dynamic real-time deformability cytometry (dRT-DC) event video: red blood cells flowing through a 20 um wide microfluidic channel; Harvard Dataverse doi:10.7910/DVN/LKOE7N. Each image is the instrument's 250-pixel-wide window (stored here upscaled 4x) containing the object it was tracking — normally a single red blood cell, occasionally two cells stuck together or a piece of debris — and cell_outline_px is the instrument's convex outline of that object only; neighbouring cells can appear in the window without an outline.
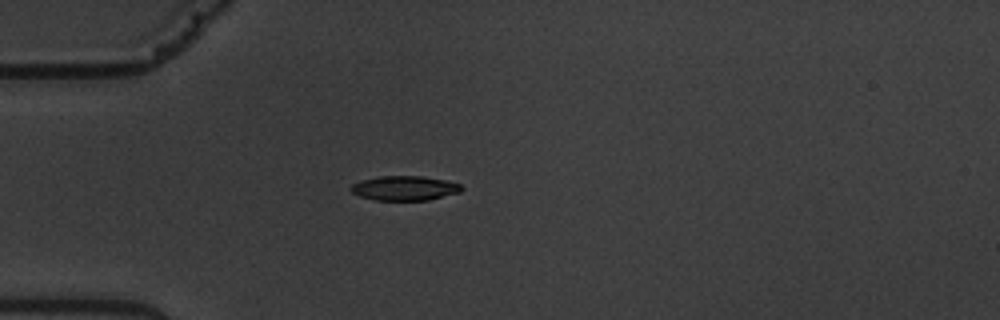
{"species": "common noctule bat (a hibernating species)", "species_latin": "Nyctalus noctula", "temperature_condition": "warm", "stored_images_in_passage": 6, "camera_frame_rate_fps": 3000, "um_per_image_px": 0.085, "animal": {"sex": "male", "body_mass_g": 19.5, "forearm_length_mm": 54.6}, "frame": {"image": 1, "passage_image": 3, "time_ms": 3.333, "image_size_px": [1000, 320], "cell_outline_px": [[464, 188], [460, 192], [428, 200], [376, 200], [360, 196], [352, 192], [348, 188], [352, 184], [360, 180], [376, 176], [424, 176], [444, 180], [460, 184]], "centroid_in_image_um": [34.36, 15.98], "position_along_channel_um": 50.6, "area_um2": 15.9}}
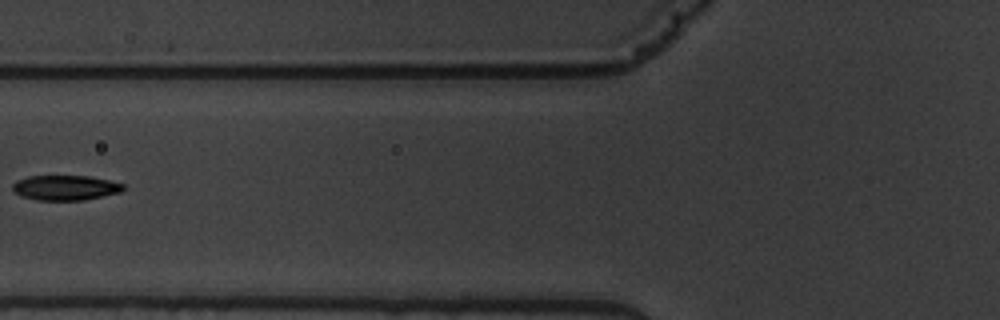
{"frame": {"image": 2, "passage_image": 5, "time_ms": 5.667, "image_size_px": [1000, 320], "cell_outline_px": [[124, 188], [120, 192], [84, 200], [36, 200], [20, 196], [12, 188], [12, 184], [16, 180], [28, 176], [88, 176], [108, 180], [124, 184]], "centroid_in_image_um": [5.52, 15.95], "position_along_channel_um": 120.3, "area_um2": 16.07}}
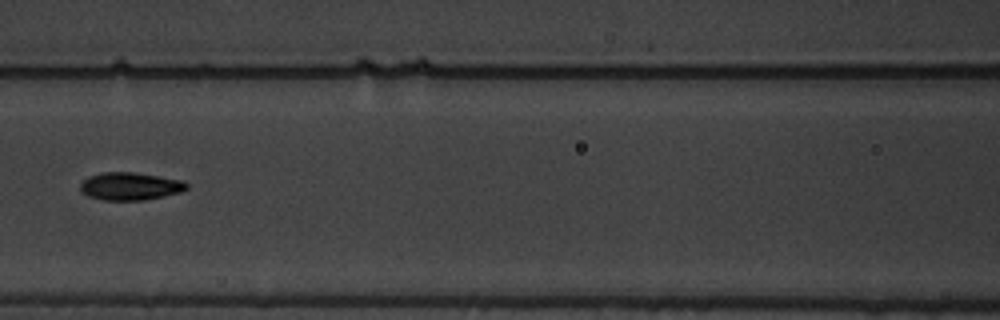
{"frame": {"image": 3, "passage_image": 6, "time_ms": 6.667, "image_size_px": [1000, 320], "cell_outline_px": [[188, 188], [180, 192], [164, 196], [144, 200], [104, 200], [88, 196], [80, 192], [80, 184], [88, 176], [100, 172], [132, 172], [160, 176], [184, 180], [188, 184]], "centroid_in_image_um": [11.06, 15.82], "position_along_channel_um": 155.5, "area_um2": 17.34}}